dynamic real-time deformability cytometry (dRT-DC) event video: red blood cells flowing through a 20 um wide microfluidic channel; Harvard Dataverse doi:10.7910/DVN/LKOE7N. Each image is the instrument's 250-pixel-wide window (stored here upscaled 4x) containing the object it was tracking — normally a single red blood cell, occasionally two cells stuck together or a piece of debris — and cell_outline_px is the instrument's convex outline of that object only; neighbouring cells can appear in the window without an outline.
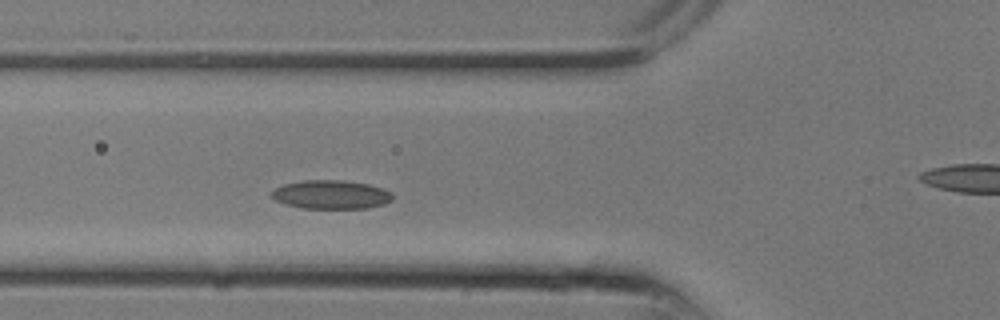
{"species": "common noctule bat (a hibernating species)", "species_latin": "Nyctalus noctula", "temperature_condition": "room temperature", "stored_images_in_passage": 7, "segment_of_instrument_passage": [1, 2], "camera_frame_rate_fps": 3000, "um_per_image_px": 0.085, "animal": {"sex": "male", "body_mass_g": 13.3}, "frame": {"image": 1, "passage_image": 6, "time_ms": 1.667, "image_size_px": [1000, 320], "cell_outline_px": [[392, 200], [384, 204], [364, 208], [300, 208], [284, 204], [268, 196], [276, 188], [284, 184], [304, 180], [344, 180], [368, 184], [392, 192]], "centroid_in_image_um": [28.11, 16.54], "position_along_channel_um": 97.7, "area_um2": 20.23}}